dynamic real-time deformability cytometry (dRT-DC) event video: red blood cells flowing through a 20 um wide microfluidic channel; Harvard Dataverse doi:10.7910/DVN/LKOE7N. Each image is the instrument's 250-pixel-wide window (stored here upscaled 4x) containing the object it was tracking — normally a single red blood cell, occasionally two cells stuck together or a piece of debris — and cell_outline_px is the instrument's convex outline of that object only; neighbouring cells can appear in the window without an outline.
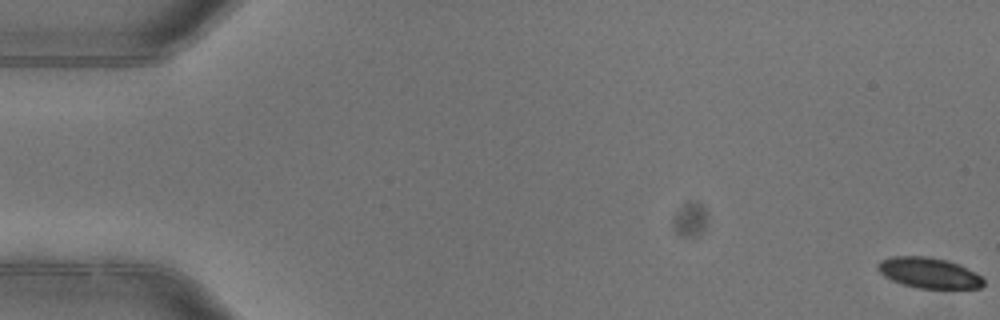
{"species": "common noctule bat (a hibernating species)", "species_latin": "Nyctalus noctula", "temperature_condition": "warm", "stored_images_in_passage": 4, "camera_frame_rate_fps": 3000, "um_per_image_px": 0.085, "animal": {"sex": "female"}, "frame": {"image": 1, "passage_image": 1, "time_ms": 0.0, "image_size_px": [1000, 320], "cell_outline_px": [[984, 284], [980, 288], [916, 288], [892, 280], [884, 276], [876, 268], [876, 264], [880, 260], [892, 256], [924, 256], [944, 260], [960, 264], [980, 276], [984, 280]], "centroid_in_image_um": [78.92, 23.19], "position_along_channel_um": 6.1, "area_um2": 18.73}}
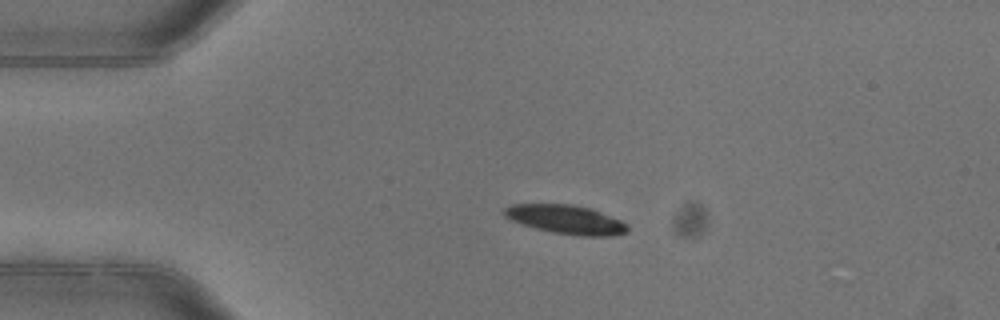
{"frame": {"image": 2, "passage_image": 4, "time_ms": 1.0, "image_size_px": [1000, 320], "cell_outline_px": [[628, 232], [608, 236], [580, 236], [552, 232], [536, 228], [512, 220], [504, 216], [504, 208], [512, 204], [572, 204], [588, 208], [600, 212], [620, 220], [628, 224]], "centroid_in_image_um": [48.12, 18.66], "position_along_channel_um": 36.9, "area_um2": 20.52}}